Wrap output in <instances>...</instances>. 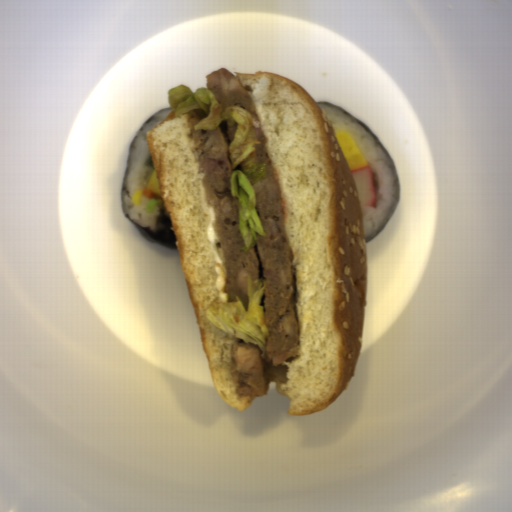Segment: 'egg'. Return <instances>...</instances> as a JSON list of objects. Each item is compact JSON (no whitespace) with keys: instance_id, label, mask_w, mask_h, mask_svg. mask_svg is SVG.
I'll use <instances>...</instances> for the list:
<instances>
[{"instance_id":"d2b9013d","label":"egg","mask_w":512,"mask_h":512,"mask_svg":"<svg viewBox=\"0 0 512 512\" xmlns=\"http://www.w3.org/2000/svg\"><path fill=\"white\" fill-rule=\"evenodd\" d=\"M337 141L348 161L351 171L368 166V162L361 152L353 134L346 130L334 129Z\"/></svg>"},{"instance_id":"2799bb9f","label":"egg","mask_w":512,"mask_h":512,"mask_svg":"<svg viewBox=\"0 0 512 512\" xmlns=\"http://www.w3.org/2000/svg\"><path fill=\"white\" fill-rule=\"evenodd\" d=\"M148 189L161 196L155 169L151 173V176H150V179L148 182Z\"/></svg>"}]
</instances>
